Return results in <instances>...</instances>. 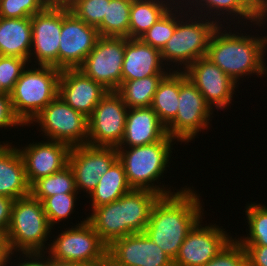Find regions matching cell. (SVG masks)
<instances>
[{"mask_svg":"<svg viewBox=\"0 0 267 266\" xmlns=\"http://www.w3.org/2000/svg\"><path fill=\"white\" fill-rule=\"evenodd\" d=\"M179 97V71H169L159 82L151 108L161 123L167 127L177 115Z\"/></svg>","mask_w":267,"mask_h":266,"instance_id":"cell-29","label":"cell"},{"mask_svg":"<svg viewBox=\"0 0 267 266\" xmlns=\"http://www.w3.org/2000/svg\"><path fill=\"white\" fill-rule=\"evenodd\" d=\"M49 5H67L70 0H46Z\"/></svg>","mask_w":267,"mask_h":266,"instance_id":"cell-48","label":"cell"},{"mask_svg":"<svg viewBox=\"0 0 267 266\" xmlns=\"http://www.w3.org/2000/svg\"><path fill=\"white\" fill-rule=\"evenodd\" d=\"M61 193H79L75 185L74 173L69 165L62 170L36 180L30 186V195L41 202Z\"/></svg>","mask_w":267,"mask_h":266,"instance_id":"cell-32","label":"cell"},{"mask_svg":"<svg viewBox=\"0 0 267 266\" xmlns=\"http://www.w3.org/2000/svg\"><path fill=\"white\" fill-rule=\"evenodd\" d=\"M18 125L24 127L13 111L10 94H0V128H18Z\"/></svg>","mask_w":267,"mask_h":266,"instance_id":"cell-40","label":"cell"},{"mask_svg":"<svg viewBox=\"0 0 267 266\" xmlns=\"http://www.w3.org/2000/svg\"><path fill=\"white\" fill-rule=\"evenodd\" d=\"M175 28L176 10L175 5H173L156 23L142 34L139 39L161 51L173 35Z\"/></svg>","mask_w":267,"mask_h":266,"instance_id":"cell-34","label":"cell"},{"mask_svg":"<svg viewBox=\"0 0 267 266\" xmlns=\"http://www.w3.org/2000/svg\"><path fill=\"white\" fill-rule=\"evenodd\" d=\"M178 0H132L128 38H140Z\"/></svg>","mask_w":267,"mask_h":266,"instance_id":"cell-27","label":"cell"},{"mask_svg":"<svg viewBox=\"0 0 267 266\" xmlns=\"http://www.w3.org/2000/svg\"><path fill=\"white\" fill-rule=\"evenodd\" d=\"M48 5L46 0H0V17H32L42 12Z\"/></svg>","mask_w":267,"mask_h":266,"instance_id":"cell-37","label":"cell"},{"mask_svg":"<svg viewBox=\"0 0 267 266\" xmlns=\"http://www.w3.org/2000/svg\"><path fill=\"white\" fill-rule=\"evenodd\" d=\"M132 0H110L103 22L97 27L104 37L128 38Z\"/></svg>","mask_w":267,"mask_h":266,"instance_id":"cell-31","label":"cell"},{"mask_svg":"<svg viewBox=\"0 0 267 266\" xmlns=\"http://www.w3.org/2000/svg\"><path fill=\"white\" fill-rule=\"evenodd\" d=\"M6 142H0V195L16 200L30 195V184L18 148Z\"/></svg>","mask_w":267,"mask_h":266,"instance_id":"cell-23","label":"cell"},{"mask_svg":"<svg viewBox=\"0 0 267 266\" xmlns=\"http://www.w3.org/2000/svg\"><path fill=\"white\" fill-rule=\"evenodd\" d=\"M249 235L236 239L241 245L267 246V207L251 203L245 207Z\"/></svg>","mask_w":267,"mask_h":266,"instance_id":"cell-33","label":"cell"},{"mask_svg":"<svg viewBox=\"0 0 267 266\" xmlns=\"http://www.w3.org/2000/svg\"><path fill=\"white\" fill-rule=\"evenodd\" d=\"M128 109L116 91H108L88 118L87 144L117 148L124 136Z\"/></svg>","mask_w":267,"mask_h":266,"instance_id":"cell-12","label":"cell"},{"mask_svg":"<svg viewBox=\"0 0 267 266\" xmlns=\"http://www.w3.org/2000/svg\"><path fill=\"white\" fill-rule=\"evenodd\" d=\"M164 67L159 49L142 42L139 38H128L125 42L122 82L153 75H166L168 69L173 70Z\"/></svg>","mask_w":267,"mask_h":266,"instance_id":"cell-21","label":"cell"},{"mask_svg":"<svg viewBox=\"0 0 267 266\" xmlns=\"http://www.w3.org/2000/svg\"><path fill=\"white\" fill-rule=\"evenodd\" d=\"M0 94H6V92L2 89L1 83H0Z\"/></svg>","mask_w":267,"mask_h":266,"instance_id":"cell-49","label":"cell"},{"mask_svg":"<svg viewBox=\"0 0 267 266\" xmlns=\"http://www.w3.org/2000/svg\"><path fill=\"white\" fill-rule=\"evenodd\" d=\"M204 266H248L246 250L235 237Z\"/></svg>","mask_w":267,"mask_h":266,"instance_id":"cell-39","label":"cell"},{"mask_svg":"<svg viewBox=\"0 0 267 266\" xmlns=\"http://www.w3.org/2000/svg\"><path fill=\"white\" fill-rule=\"evenodd\" d=\"M166 127L151 107L129 108L123 139L118 147H136L161 141Z\"/></svg>","mask_w":267,"mask_h":266,"instance_id":"cell-22","label":"cell"},{"mask_svg":"<svg viewBox=\"0 0 267 266\" xmlns=\"http://www.w3.org/2000/svg\"><path fill=\"white\" fill-rule=\"evenodd\" d=\"M27 67L10 93L13 111L24 126L58 96L61 70L53 66ZM33 67V69H32Z\"/></svg>","mask_w":267,"mask_h":266,"instance_id":"cell-6","label":"cell"},{"mask_svg":"<svg viewBox=\"0 0 267 266\" xmlns=\"http://www.w3.org/2000/svg\"><path fill=\"white\" fill-rule=\"evenodd\" d=\"M132 188L129 186L123 164L117 160L110 169L99 178L96 188L90 193L92 210L109 204L122 197Z\"/></svg>","mask_w":267,"mask_h":266,"instance_id":"cell-28","label":"cell"},{"mask_svg":"<svg viewBox=\"0 0 267 266\" xmlns=\"http://www.w3.org/2000/svg\"><path fill=\"white\" fill-rule=\"evenodd\" d=\"M32 45L29 63L58 68L61 35V5H48L31 17ZM37 62H36V61Z\"/></svg>","mask_w":267,"mask_h":266,"instance_id":"cell-15","label":"cell"},{"mask_svg":"<svg viewBox=\"0 0 267 266\" xmlns=\"http://www.w3.org/2000/svg\"><path fill=\"white\" fill-rule=\"evenodd\" d=\"M258 4H260L263 0H255Z\"/></svg>","mask_w":267,"mask_h":266,"instance_id":"cell-50","label":"cell"},{"mask_svg":"<svg viewBox=\"0 0 267 266\" xmlns=\"http://www.w3.org/2000/svg\"><path fill=\"white\" fill-rule=\"evenodd\" d=\"M38 123L47 140L65 143L70 147L87 144L88 118L70 107L59 95L29 124Z\"/></svg>","mask_w":267,"mask_h":266,"instance_id":"cell-9","label":"cell"},{"mask_svg":"<svg viewBox=\"0 0 267 266\" xmlns=\"http://www.w3.org/2000/svg\"><path fill=\"white\" fill-rule=\"evenodd\" d=\"M261 16L267 21V0H263L260 4Z\"/></svg>","mask_w":267,"mask_h":266,"instance_id":"cell-47","label":"cell"},{"mask_svg":"<svg viewBox=\"0 0 267 266\" xmlns=\"http://www.w3.org/2000/svg\"><path fill=\"white\" fill-rule=\"evenodd\" d=\"M77 194L61 193L46 197L43 201V208L49 224L53 227L62 220L68 219L74 211ZM59 221V222H58Z\"/></svg>","mask_w":267,"mask_h":266,"instance_id":"cell-35","label":"cell"},{"mask_svg":"<svg viewBox=\"0 0 267 266\" xmlns=\"http://www.w3.org/2000/svg\"><path fill=\"white\" fill-rule=\"evenodd\" d=\"M176 141L168 134L156 143L136 147H117L118 160L123 164L126 179L132 189H144L158 193L160 196L176 192L160 185L171 159L172 142ZM158 180V181H157ZM155 182H157L156 185ZM161 187V188H160Z\"/></svg>","mask_w":267,"mask_h":266,"instance_id":"cell-3","label":"cell"},{"mask_svg":"<svg viewBox=\"0 0 267 266\" xmlns=\"http://www.w3.org/2000/svg\"><path fill=\"white\" fill-rule=\"evenodd\" d=\"M200 194L187 186L176 193L160 196L154 203L144 233L172 260L188 233L204 219ZM203 215V216H202Z\"/></svg>","mask_w":267,"mask_h":266,"instance_id":"cell-1","label":"cell"},{"mask_svg":"<svg viewBox=\"0 0 267 266\" xmlns=\"http://www.w3.org/2000/svg\"><path fill=\"white\" fill-rule=\"evenodd\" d=\"M96 266H122L116 263L113 259H111L108 255L100 261Z\"/></svg>","mask_w":267,"mask_h":266,"instance_id":"cell-46","label":"cell"},{"mask_svg":"<svg viewBox=\"0 0 267 266\" xmlns=\"http://www.w3.org/2000/svg\"><path fill=\"white\" fill-rule=\"evenodd\" d=\"M117 160L118 152L115 147L92 146L89 144L71 147L68 165L74 173L77 192L83 190L90 195L96 188L99 178Z\"/></svg>","mask_w":267,"mask_h":266,"instance_id":"cell-13","label":"cell"},{"mask_svg":"<svg viewBox=\"0 0 267 266\" xmlns=\"http://www.w3.org/2000/svg\"><path fill=\"white\" fill-rule=\"evenodd\" d=\"M107 255L122 266H174V261L145 233L114 240Z\"/></svg>","mask_w":267,"mask_h":266,"instance_id":"cell-17","label":"cell"},{"mask_svg":"<svg viewBox=\"0 0 267 266\" xmlns=\"http://www.w3.org/2000/svg\"><path fill=\"white\" fill-rule=\"evenodd\" d=\"M70 149L69 145L53 140L33 142L18 148L24 161L26 177L30 186L36 180L52 175L66 167Z\"/></svg>","mask_w":267,"mask_h":266,"instance_id":"cell-18","label":"cell"},{"mask_svg":"<svg viewBox=\"0 0 267 266\" xmlns=\"http://www.w3.org/2000/svg\"><path fill=\"white\" fill-rule=\"evenodd\" d=\"M165 75L147 76L121 83L117 93L128 108L150 107L159 82Z\"/></svg>","mask_w":267,"mask_h":266,"instance_id":"cell-30","label":"cell"},{"mask_svg":"<svg viewBox=\"0 0 267 266\" xmlns=\"http://www.w3.org/2000/svg\"><path fill=\"white\" fill-rule=\"evenodd\" d=\"M86 219L107 246L116 239L135 234L125 223L124 195L94 208Z\"/></svg>","mask_w":267,"mask_h":266,"instance_id":"cell-24","label":"cell"},{"mask_svg":"<svg viewBox=\"0 0 267 266\" xmlns=\"http://www.w3.org/2000/svg\"><path fill=\"white\" fill-rule=\"evenodd\" d=\"M110 0H70L69 9L86 24L98 27L104 19Z\"/></svg>","mask_w":267,"mask_h":266,"instance_id":"cell-36","label":"cell"},{"mask_svg":"<svg viewBox=\"0 0 267 266\" xmlns=\"http://www.w3.org/2000/svg\"><path fill=\"white\" fill-rule=\"evenodd\" d=\"M98 29L79 19L67 5H61V35L58 69H77L94 49Z\"/></svg>","mask_w":267,"mask_h":266,"instance_id":"cell-10","label":"cell"},{"mask_svg":"<svg viewBox=\"0 0 267 266\" xmlns=\"http://www.w3.org/2000/svg\"><path fill=\"white\" fill-rule=\"evenodd\" d=\"M159 197L158 193L144 189H131L124 194L125 223L134 233H144Z\"/></svg>","mask_w":267,"mask_h":266,"instance_id":"cell-26","label":"cell"},{"mask_svg":"<svg viewBox=\"0 0 267 266\" xmlns=\"http://www.w3.org/2000/svg\"><path fill=\"white\" fill-rule=\"evenodd\" d=\"M31 45V17H0V56L23 58L29 62Z\"/></svg>","mask_w":267,"mask_h":266,"instance_id":"cell-25","label":"cell"},{"mask_svg":"<svg viewBox=\"0 0 267 266\" xmlns=\"http://www.w3.org/2000/svg\"><path fill=\"white\" fill-rule=\"evenodd\" d=\"M127 40L128 38L124 37L100 36L94 49L78 69L108 91H117L122 83V65Z\"/></svg>","mask_w":267,"mask_h":266,"instance_id":"cell-11","label":"cell"},{"mask_svg":"<svg viewBox=\"0 0 267 266\" xmlns=\"http://www.w3.org/2000/svg\"><path fill=\"white\" fill-rule=\"evenodd\" d=\"M183 8L177 1L175 31L160 51L165 66H170L172 63L173 65L175 63V66L178 64L177 67L180 65L177 71H185L194 61L206 56L210 39L220 25L212 18L206 19L199 14L191 16L190 12L188 15V11H184Z\"/></svg>","mask_w":267,"mask_h":266,"instance_id":"cell-4","label":"cell"},{"mask_svg":"<svg viewBox=\"0 0 267 266\" xmlns=\"http://www.w3.org/2000/svg\"><path fill=\"white\" fill-rule=\"evenodd\" d=\"M52 229L40 200L31 195L14 200L5 235L9 253L12 256L15 252H20V256L21 253H46L45 243Z\"/></svg>","mask_w":267,"mask_h":266,"instance_id":"cell-5","label":"cell"},{"mask_svg":"<svg viewBox=\"0 0 267 266\" xmlns=\"http://www.w3.org/2000/svg\"><path fill=\"white\" fill-rule=\"evenodd\" d=\"M11 258L12 256L9 253L5 236L0 234V266H9Z\"/></svg>","mask_w":267,"mask_h":266,"instance_id":"cell-44","label":"cell"},{"mask_svg":"<svg viewBox=\"0 0 267 266\" xmlns=\"http://www.w3.org/2000/svg\"><path fill=\"white\" fill-rule=\"evenodd\" d=\"M178 111L175 119L166 127V132L177 142H190L199 131L208 129L213 110L202 93L187 77L179 71Z\"/></svg>","mask_w":267,"mask_h":266,"instance_id":"cell-7","label":"cell"},{"mask_svg":"<svg viewBox=\"0 0 267 266\" xmlns=\"http://www.w3.org/2000/svg\"><path fill=\"white\" fill-rule=\"evenodd\" d=\"M108 90L81 70H61L58 95L74 110L89 118Z\"/></svg>","mask_w":267,"mask_h":266,"instance_id":"cell-19","label":"cell"},{"mask_svg":"<svg viewBox=\"0 0 267 266\" xmlns=\"http://www.w3.org/2000/svg\"><path fill=\"white\" fill-rule=\"evenodd\" d=\"M228 31L222 24L218 26L210 39L205 57L238 85V81L244 76L267 75L264 57L267 51V36H246L243 33H235V30Z\"/></svg>","mask_w":267,"mask_h":266,"instance_id":"cell-2","label":"cell"},{"mask_svg":"<svg viewBox=\"0 0 267 266\" xmlns=\"http://www.w3.org/2000/svg\"><path fill=\"white\" fill-rule=\"evenodd\" d=\"M201 223L202 220L186 236L173 260L174 266H204L233 239L222 227Z\"/></svg>","mask_w":267,"mask_h":266,"instance_id":"cell-14","label":"cell"},{"mask_svg":"<svg viewBox=\"0 0 267 266\" xmlns=\"http://www.w3.org/2000/svg\"><path fill=\"white\" fill-rule=\"evenodd\" d=\"M178 1H179V4H181L184 7V10L187 7H189L187 9V11L190 13L192 12L191 14H193L192 10H195L194 14L196 13L198 15V13H199L201 16H204L206 18L208 17L209 19H211V17H212V19L215 20L220 25L222 22H227L229 19H230L229 22H231L233 19L236 20L237 18H238L237 24H239L240 21L243 22L245 20L246 21L249 20L248 22H251V23H253V25H255V26L258 25L260 27L263 24H265V22H266L265 19L261 16L260 6L255 0H192V1L187 0L188 2L186 0H178ZM188 5H191V6L193 5L192 6L193 8L191 6H188ZM194 8H196V9H194ZM213 10H214V12H213ZM196 11H198V12H196ZM203 12H204V14H202ZM206 12H207V14H206ZM224 14H226V15L224 16ZM220 15H221V18H220ZM229 15H231V16H229ZM214 16H216V17H214ZM223 16H224V18H222ZM226 16H227V18H226ZM231 18H232V20H231ZM219 19L220 20L225 19L226 21L225 20L220 21ZM242 19H243V21H242Z\"/></svg>","mask_w":267,"mask_h":266,"instance_id":"cell-20","label":"cell"},{"mask_svg":"<svg viewBox=\"0 0 267 266\" xmlns=\"http://www.w3.org/2000/svg\"><path fill=\"white\" fill-rule=\"evenodd\" d=\"M14 199L0 195V234L6 235Z\"/></svg>","mask_w":267,"mask_h":266,"instance_id":"cell-42","label":"cell"},{"mask_svg":"<svg viewBox=\"0 0 267 266\" xmlns=\"http://www.w3.org/2000/svg\"><path fill=\"white\" fill-rule=\"evenodd\" d=\"M52 266H88V265L78 262H62L52 259Z\"/></svg>","mask_w":267,"mask_h":266,"instance_id":"cell-45","label":"cell"},{"mask_svg":"<svg viewBox=\"0 0 267 266\" xmlns=\"http://www.w3.org/2000/svg\"><path fill=\"white\" fill-rule=\"evenodd\" d=\"M247 254L248 266H267V246L242 245Z\"/></svg>","mask_w":267,"mask_h":266,"instance_id":"cell-41","label":"cell"},{"mask_svg":"<svg viewBox=\"0 0 267 266\" xmlns=\"http://www.w3.org/2000/svg\"><path fill=\"white\" fill-rule=\"evenodd\" d=\"M22 254H23L22 256L25 257V259L20 260L21 263L19 262L18 264H15V265L17 266H52V258L49 255L48 256L45 255V252H31V253H22Z\"/></svg>","mask_w":267,"mask_h":266,"instance_id":"cell-43","label":"cell"},{"mask_svg":"<svg viewBox=\"0 0 267 266\" xmlns=\"http://www.w3.org/2000/svg\"><path fill=\"white\" fill-rule=\"evenodd\" d=\"M26 65H30L26 59L0 56V83L6 93L12 92Z\"/></svg>","mask_w":267,"mask_h":266,"instance_id":"cell-38","label":"cell"},{"mask_svg":"<svg viewBox=\"0 0 267 266\" xmlns=\"http://www.w3.org/2000/svg\"><path fill=\"white\" fill-rule=\"evenodd\" d=\"M47 245L49 251H46V254L52 259L88 266H96L102 261L107 256L108 249L87 219L69 229L66 228Z\"/></svg>","mask_w":267,"mask_h":266,"instance_id":"cell-8","label":"cell"},{"mask_svg":"<svg viewBox=\"0 0 267 266\" xmlns=\"http://www.w3.org/2000/svg\"><path fill=\"white\" fill-rule=\"evenodd\" d=\"M184 72L212 109L214 106L217 111L225 110L232 104L238 85L208 58H199Z\"/></svg>","mask_w":267,"mask_h":266,"instance_id":"cell-16","label":"cell"}]
</instances>
